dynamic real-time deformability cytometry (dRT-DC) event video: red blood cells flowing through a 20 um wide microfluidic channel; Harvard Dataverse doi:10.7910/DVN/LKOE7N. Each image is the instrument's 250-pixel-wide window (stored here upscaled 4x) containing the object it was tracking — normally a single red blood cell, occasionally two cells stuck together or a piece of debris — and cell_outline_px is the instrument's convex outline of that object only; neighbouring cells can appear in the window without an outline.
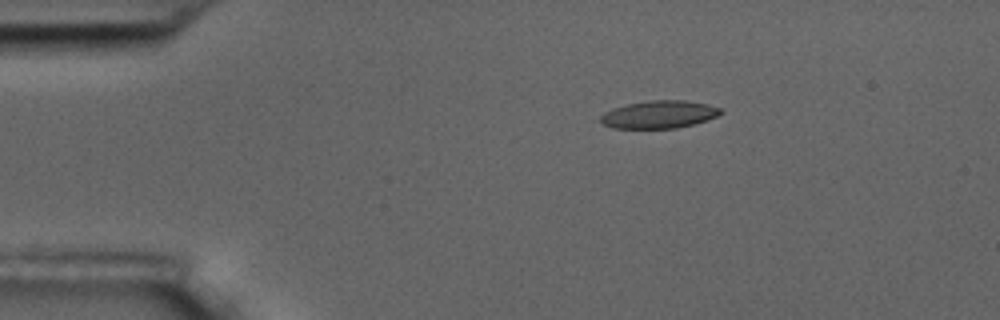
{"species": "common noctule bat (a hibernating species)", "species_latin": "Nyctalus noctula", "temperature_condition": "room temperature", "stored_images_in_passage": 3, "camera_frame_rate_fps": 3000, "um_per_image_px": 0.085, "animal": {"sex": "male", "body_mass_g": 17.5, "forearm_length_mm": 52.3}, "frame": {"image": 1, "passage_image": 1, "time_ms": 0.0, "image_size_px": [1000, 320], "cell_outline_px": [[720, 112], [716, 116], [708, 120], [676, 128], [612, 128], [604, 124], [600, 120], [600, 116], [604, 112], [612, 108], [628, 104], [648, 100], [684, 100], [708, 104], [720, 108]], "centroid_in_image_um": [55.99, 9.72], "position_along_channel_um": 29.0, "area_um2": 19.25}}
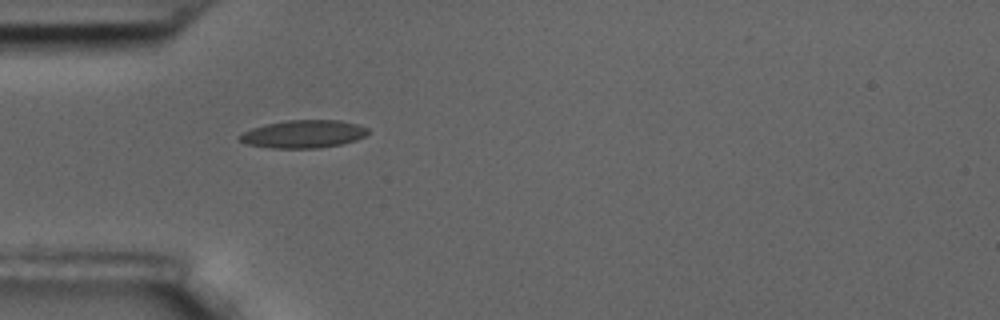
{"frame": {"image": 2, "passage_image": 3, "time_ms": 0.667, "image_size_px": [1000, 320], "cell_outline_px": [[368, 132], [364, 136], [356, 140], [340, 144], [320, 148], [272, 148], [244, 144], [236, 136], [252, 128], [264, 124], [288, 120], [340, 120], [356, 124], [368, 128]], "centroid_in_image_um": [25.75, 11.39], "position_along_channel_um": 59.2, "area_um2": 20.87}}